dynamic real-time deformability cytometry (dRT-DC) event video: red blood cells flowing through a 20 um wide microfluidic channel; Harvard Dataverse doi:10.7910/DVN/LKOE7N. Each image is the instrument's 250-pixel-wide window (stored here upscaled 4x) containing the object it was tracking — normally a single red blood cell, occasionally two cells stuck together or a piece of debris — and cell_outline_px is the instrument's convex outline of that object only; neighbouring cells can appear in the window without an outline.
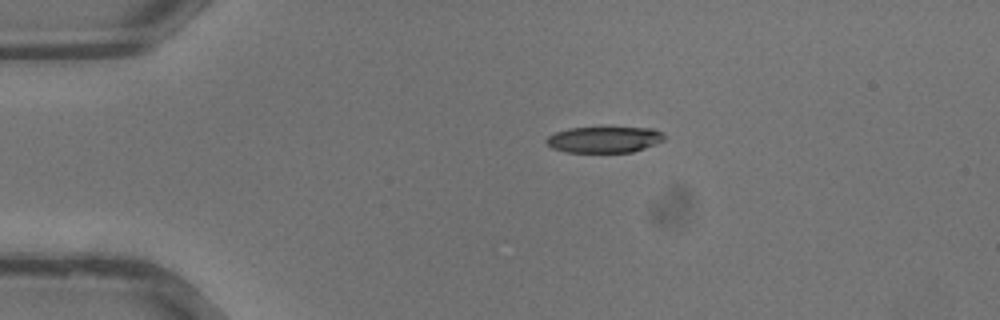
{"species": "common noctule bat (a hibernating species)", "species_latin": "Nyctalus noctula", "temperature_condition": "warm", "stored_images_in_passage": 26, "camera_frame_rate_fps": 3000, "um_per_image_px": 0.085, "animal": {"sex": "male", "body_mass_g": 13.3}, "frame": {"image": 1, "passage_image": 1, "time_ms": 0.0, "image_size_px": [1000, 320], "cell_outline_px": [[664, 140], [644, 148], [632, 152], [568, 152], [552, 148], [544, 140], [548, 136], [556, 132], [568, 128], [652, 128], [660, 132], [664, 136]], "centroid_in_image_um": [51.33, 11.87], "position_along_channel_um": 33.7, "area_um2": 17.69}}
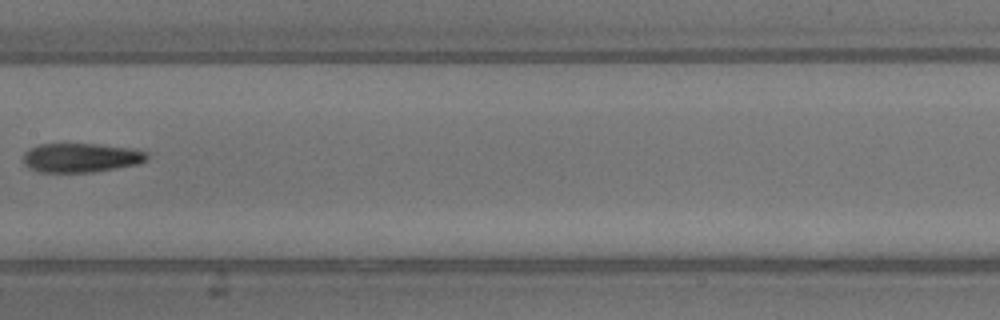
{"frame": {"image": 2, "passage_image": 12, "time_ms": 3.667, "image_size_px": [1000, 320], "cell_outline_px": [[148, 160], [136, 164], [116, 168], [92, 172], [40, 172], [28, 168], [24, 164], [24, 152], [40, 144], [96, 144], [136, 148], [148, 152]], "centroid_in_image_um": [6.92, 13.4], "position_along_channel_um": 200.5, "area_um2": 21.1}}
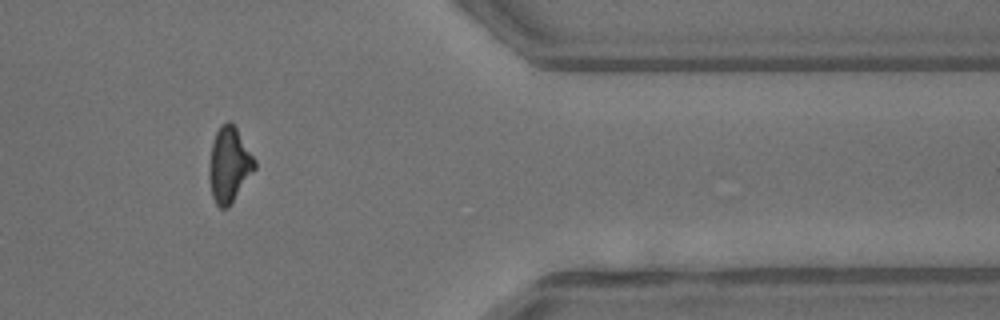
{"frame": {"image": 3, "passage_image": 23, "time_ms": 7.333, "image_size_px": [1000, 320], "cell_outline_px": [[256, 168], [228, 208], [220, 208], [216, 204], [212, 196], [208, 176], [208, 164], [212, 140], [220, 124], [228, 120], [232, 120], [256, 160]], "centroid_in_image_um": [19.46, 13.97], "position_along_channel_um": 391.9, "area_um2": 20.35}}